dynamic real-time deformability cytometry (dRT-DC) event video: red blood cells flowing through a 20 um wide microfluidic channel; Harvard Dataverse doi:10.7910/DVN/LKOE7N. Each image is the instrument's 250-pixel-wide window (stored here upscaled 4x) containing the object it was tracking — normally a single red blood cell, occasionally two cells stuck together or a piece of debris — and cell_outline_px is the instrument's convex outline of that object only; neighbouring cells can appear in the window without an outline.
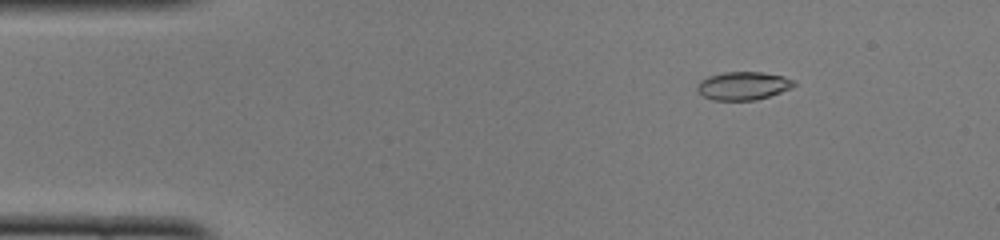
{"species": "common noctule bat (a hibernating species)", "species_latin": "Nyctalus noctula", "temperature_condition": "cold", "stored_images_in_passage": 50, "camera_frame_rate_fps": 3000, "um_per_image_px": 0.085, "animal": {"sex": "female", "body_mass_g": 22.0, "forearm_length_mm": 56.7}, "frame": {"image": 1, "passage_image": 7, "time_ms": 2.0, "image_size_px": [1000, 240], "cell_outline_px": [[796, 84], [780, 92], [756, 100], [712, 100], [696, 92], [696, 84], [700, 80], [708, 76], [724, 72], [760, 72], [784, 76], [796, 80]], "centroid_in_image_um": [63.12, 7.29], "position_along_channel_um": 21.9, "area_um2": 15.95}}
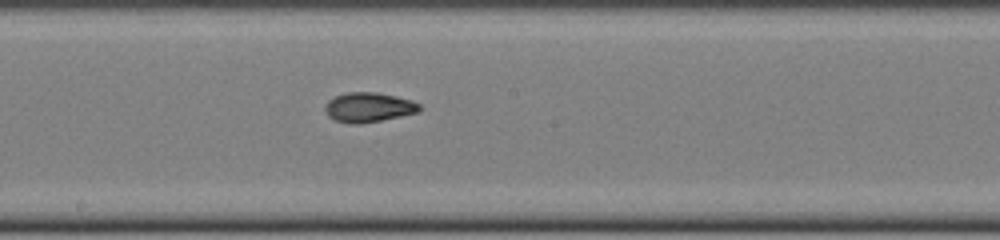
{"frame": {"image": 2, "passage_image": 27, "time_ms": 8.667, "image_size_px": [1000, 240], "cell_outline_px": [[424, 108], [420, 112], [360, 124], [352, 124], [336, 120], [328, 116], [324, 108], [324, 104], [328, 100], [336, 96], [348, 92], [376, 92], [396, 96], [412, 100], [420, 104]], "centroid_in_image_um": [31.36, 9.11], "position_along_channel_um": 216.8, "area_um2": 16.42}}
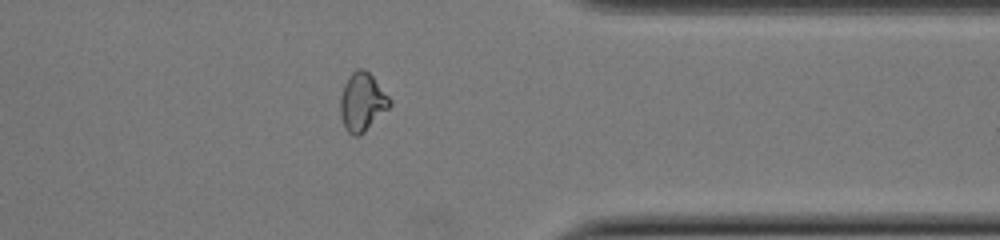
{"frame": {"image": 3, "passage_image": 40, "time_ms": 13.0, "image_size_px": [1000, 240], "cell_outline_px": [[392, 104], [360, 136], [352, 136], [344, 128], [340, 116], [340, 96], [344, 84], [348, 76], [356, 68], [364, 68], [372, 76], [392, 100]], "centroid_in_image_um": [30.76, 8.67], "position_along_channel_um": 380.6, "area_um2": 16.88}, "authors_computed_cell_mechanics": {"area_um2": 16.0973, "velocity_mm_per_s": 4.0076, "shape_relaxation_time_tau1_ms": 9.1067, "shape_relaxation_time_tau2_ms": 1.7688, "deformation_change_tau1": 0.2304, "deformation_change_tau2": 0.0696}}